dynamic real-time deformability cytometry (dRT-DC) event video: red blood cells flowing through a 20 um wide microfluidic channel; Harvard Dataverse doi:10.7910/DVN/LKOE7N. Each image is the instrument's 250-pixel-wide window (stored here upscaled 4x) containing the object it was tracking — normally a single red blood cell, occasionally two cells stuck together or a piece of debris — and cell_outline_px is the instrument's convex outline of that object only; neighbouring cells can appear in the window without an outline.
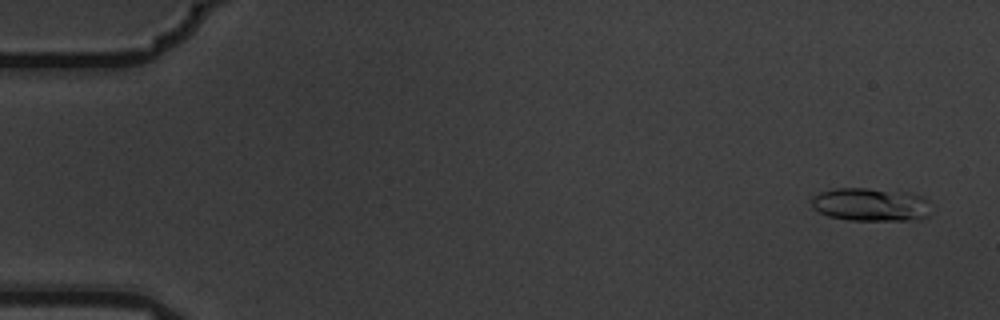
{"species": "common noctule bat (a hibernating species)", "species_latin": "Nyctalus noctula", "temperature_condition": "warm", "stored_images_in_passage": 6, "camera_frame_rate_fps": 3000, "um_per_image_px": 0.085, "animal": {"sex": "male", "body_mass_g": 19.5, "forearm_length_mm": 54.6}, "frame": {"image": 1, "passage_image": 1, "time_ms": 0.0, "image_size_px": [1000, 320], "cell_outline_px": [[928, 216], [924, 220], [848, 220], [828, 216], [812, 208], [812, 196], [820, 192], [836, 188], [868, 188], [908, 192], [924, 196], [928, 200]], "centroid_in_image_um": [74.02, 17.39], "position_along_channel_um": 11.0, "area_um2": 23.41}}
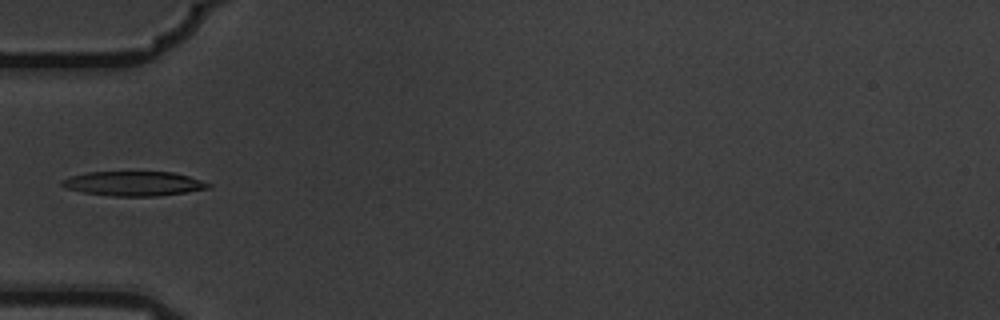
{"frame": {"image": 2, "passage_image": 5, "time_ms": 1.333, "image_size_px": [1000, 320], "cell_outline_px": [[212, 184], [208, 188], [184, 192], [156, 196], [112, 196], [84, 192], [64, 188], [60, 184], [60, 180], [72, 176], [88, 172], [172, 172], [188, 176]], "centroid_in_image_um": [11.32, 15.6], "position_along_channel_um": 73.7, "area_um2": 20.69}}
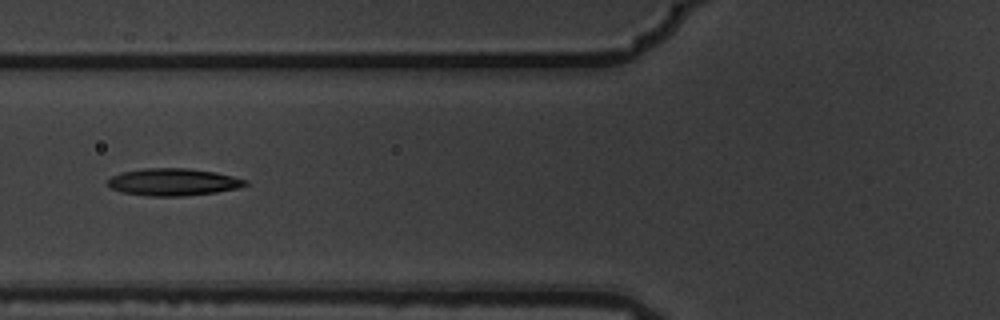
{"frame": {"image": 3, "passage_image": 6, "time_ms": 1.667, "image_size_px": [1000, 320], "cell_outline_px": [[248, 184], [240, 188], [216, 192], [184, 196], [148, 196], [120, 192], [112, 188], [108, 184], [108, 180], [112, 176], [120, 172], [144, 168], [188, 168], [216, 172], [248, 180]], "centroid_in_image_um": [14.74, 15.47], "position_along_channel_um": 111.1, "area_um2": 21.96}}